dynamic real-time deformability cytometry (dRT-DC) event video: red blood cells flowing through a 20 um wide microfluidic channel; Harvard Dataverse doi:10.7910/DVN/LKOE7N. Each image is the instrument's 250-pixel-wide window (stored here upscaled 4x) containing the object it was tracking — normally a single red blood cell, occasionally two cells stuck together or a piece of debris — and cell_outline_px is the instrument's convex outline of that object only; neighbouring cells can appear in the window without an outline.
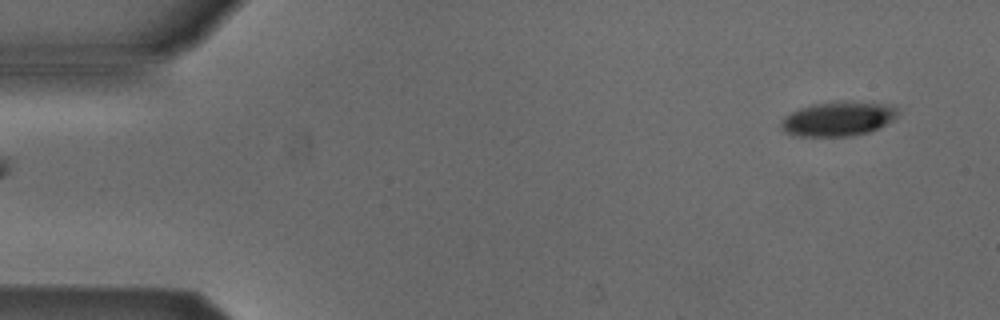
{"species": "Egyptian fruit bat (a non-hibernating species)", "species_latin": "Rousettus aegyptiacus", "temperature_condition": "cold", "stored_images_in_passage": 2, "camera_frame_rate_fps": 3000, "um_per_image_px": 0.085, "animal": {"sex": "male"}, "frame": {"image": 1, "passage_image": 2, "time_ms": 0.333, "image_size_px": [1000, 320], "cell_outline_px": [[900, 112], [892, 120], [868, 132], [852, 136], [800, 136], [784, 132], [780, 124], [784, 116], [800, 108], [812, 104], [836, 100], [852, 100], [888, 104], [900, 108]], "centroid_in_image_um": [71.26, 10.06], "position_along_channel_um": 13.7, "area_um2": 23.76}}